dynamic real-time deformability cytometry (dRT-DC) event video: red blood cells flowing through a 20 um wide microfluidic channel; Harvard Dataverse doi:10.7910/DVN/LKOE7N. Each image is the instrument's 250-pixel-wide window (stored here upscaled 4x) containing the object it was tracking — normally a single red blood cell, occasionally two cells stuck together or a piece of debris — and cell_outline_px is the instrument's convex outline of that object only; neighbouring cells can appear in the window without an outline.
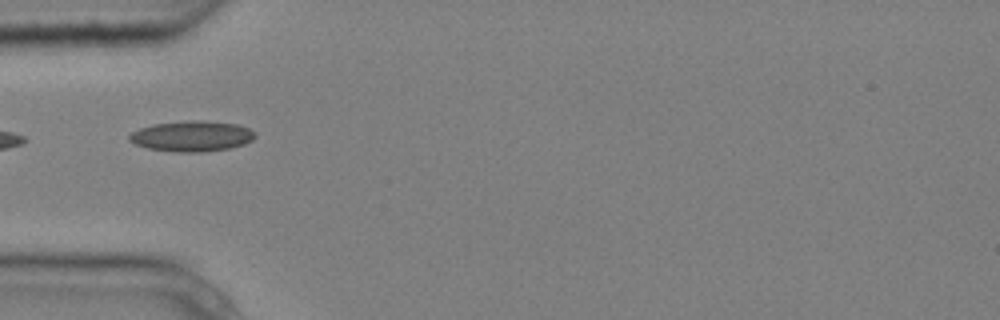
{"species": "common noctule bat (a hibernating species)", "species_latin": "Nyctalus noctula", "temperature_condition": "cold", "stored_images_in_passage": 3, "camera_frame_rate_fps": 3000, "um_per_image_px": 0.085, "animal": {"sex": "male", "body_mass_g": 20.4}, "frame": {"image": 1, "passage_image": 2, "time_ms": 0.333, "image_size_px": [1000, 320], "cell_outline_px": [[256, 136], [252, 140], [244, 144], [228, 148], [200, 152], [176, 152], [148, 148], [136, 144], [128, 140], [128, 136], [132, 132], [140, 128], [152, 124], [188, 120], [204, 120], [236, 124], [248, 128], [256, 132]], "centroid_in_image_um": [16.3, 11.56], "position_along_channel_um": 68.7, "area_um2": 22.43}}
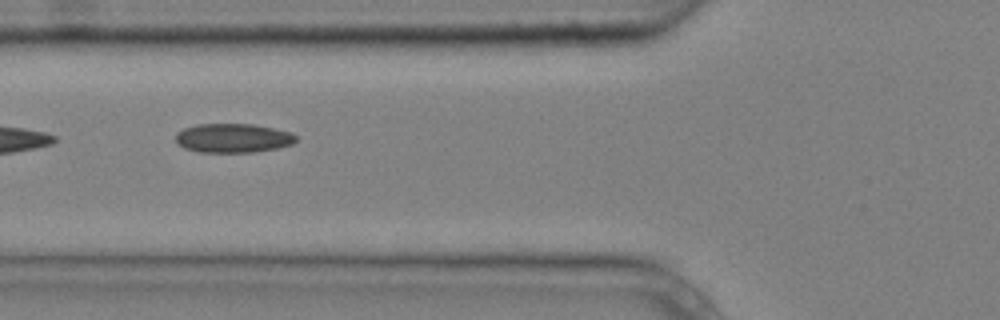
{"frame": {"image": 2, "passage_image": 3, "time_ms": 0.667, "image_size_px": [1000, 320], "cell_outline_px": [[296, 140], [292, 144], [276, 148], [252, 152], [200, 152], [184, 148], [176, 144], [176, 132], [184, 128], [196, 124], [252, 124], [292, 132], [296, 136]], "centroid_in_image_um": [19.77, 11.73], "position_along_channel_um": 106.0, "area_um2": 20.4}}